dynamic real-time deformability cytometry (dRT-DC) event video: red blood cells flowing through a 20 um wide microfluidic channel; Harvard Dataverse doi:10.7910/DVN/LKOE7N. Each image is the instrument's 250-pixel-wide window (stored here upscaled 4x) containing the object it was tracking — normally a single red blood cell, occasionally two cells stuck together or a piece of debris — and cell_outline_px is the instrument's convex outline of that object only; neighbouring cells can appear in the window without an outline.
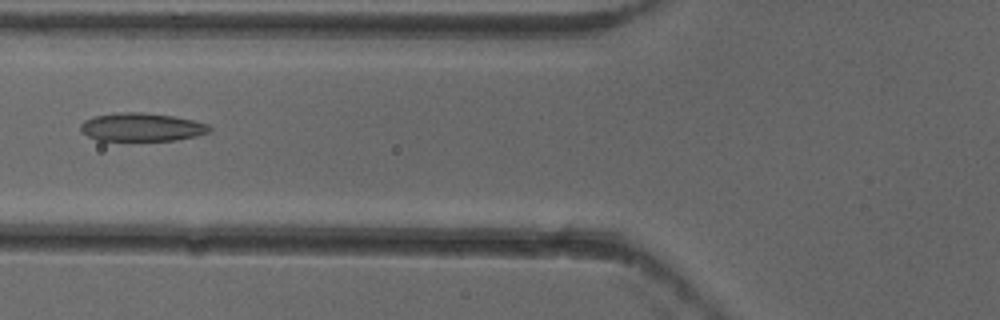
{"species": "common noctule bat (a hibernating species)", "species_latin": "Nyctalus noctula", "temperature_condition": "cold", "stored_images_in_passage": 5, "camera_frame_rate_fps": 3000, "um_per_image_px": 0.085, "animal": {"sex": "female"}, "frame": {"image": 1, "passage_image": 5, "time_ms": 1.333, "image_size_px": [1000, 320], "cell_outline_px": [[212, 128], [208, 132], [196, 136], [176, 140], [96, 140], [88, 136], [80, 128], [80, 124], [84, 120], [96, 116], [120, 112], [140, 112], [172, 116], [192, 120], [208, 124]], "centroid_in_image_um": [12.04, 10.8], "position_along_channel_um": 113.8, "area_um2": 20.98}}